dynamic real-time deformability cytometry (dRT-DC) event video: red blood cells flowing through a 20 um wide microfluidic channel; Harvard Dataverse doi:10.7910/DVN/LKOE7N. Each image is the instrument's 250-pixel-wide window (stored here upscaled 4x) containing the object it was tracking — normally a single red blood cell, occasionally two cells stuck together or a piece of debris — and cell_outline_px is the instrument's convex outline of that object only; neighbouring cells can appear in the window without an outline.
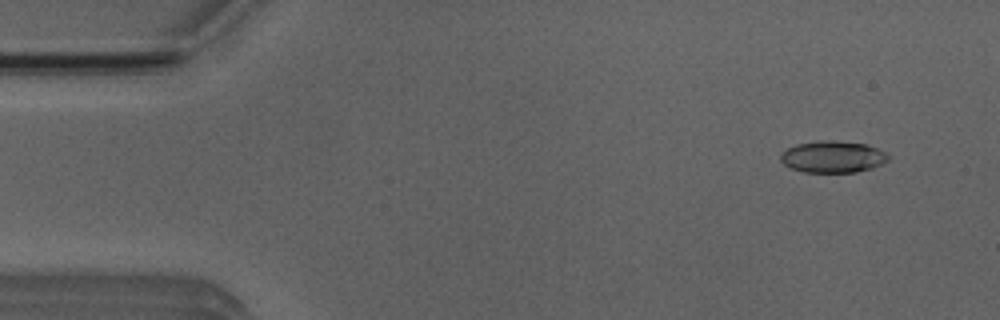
{"species": "Egyptian fruit bat (a non-hibernating species)", "species_latin": "Rousettus aegyptiacus", "temperature_condition": "room temperature", "stored_images_in_passage": 20, "camera_frame_rate_fps": 3000, "um_per_image_px": 0.085, "animal": {"sex": "male"}, "frame": {"image": 1, "passage_image": 4, "time_ms": 1.0, "image_size_px": [1000, 320], "cell_outline_px": [[888, 160], [872, 168], [856, 172], [804, 172], [788, 168], [780, 160], [780, 156], [788, 148], [796, 144], [820, 140], [828, 140], [864, 144], [876, 148], [884, 152], [888, 156]], "centroid_in_image_um": [70.74, 13.34], "position_along_channel_um": 14.3, "area_um2": 19.71}}